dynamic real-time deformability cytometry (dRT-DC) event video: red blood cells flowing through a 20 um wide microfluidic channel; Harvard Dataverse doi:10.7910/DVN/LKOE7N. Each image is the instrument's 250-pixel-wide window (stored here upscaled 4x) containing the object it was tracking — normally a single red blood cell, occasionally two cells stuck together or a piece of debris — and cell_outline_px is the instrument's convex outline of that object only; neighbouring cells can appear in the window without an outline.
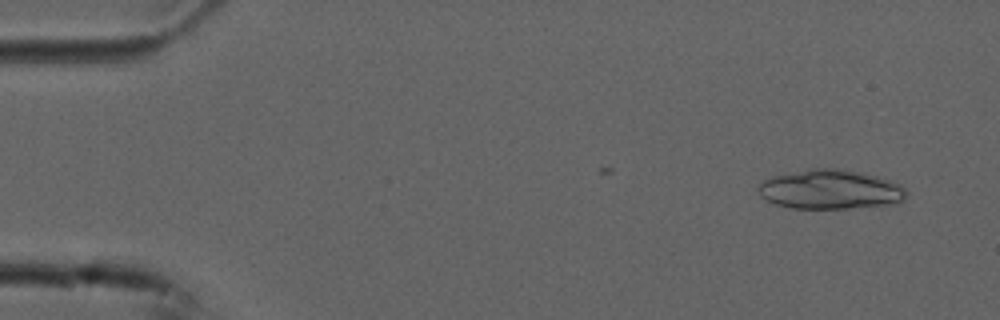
{"species": "common noctule bat (a hibernating species)", "species_latin": "Nyctalus noctula", "temperature_condition": "cold", "stored_images_in_passage": 5, "camera_frame_rate_fps": 3000, "um_per_image_px": 0.085, "animal": {"sex": "male", "forearm_length_mm": 52.5}, "frame": {"image": 1, "passage_image": 2, "time_ms": 0.333, "image_size_px": [1000, 320], "cell_outline_px": [[908, 196], [904, 200], [896, 204], [848, 208], [792, 208], [776, 204], [760, 196], [756, 188], [764, 180], [772, 176], [812, 168], [836, 168], [876, 176], [900, 184], [908, 192]], "centroid_in_image_um": [70.59, 16.11], "position_along_channel_um": 14.4, "area_um2": 33.93}}